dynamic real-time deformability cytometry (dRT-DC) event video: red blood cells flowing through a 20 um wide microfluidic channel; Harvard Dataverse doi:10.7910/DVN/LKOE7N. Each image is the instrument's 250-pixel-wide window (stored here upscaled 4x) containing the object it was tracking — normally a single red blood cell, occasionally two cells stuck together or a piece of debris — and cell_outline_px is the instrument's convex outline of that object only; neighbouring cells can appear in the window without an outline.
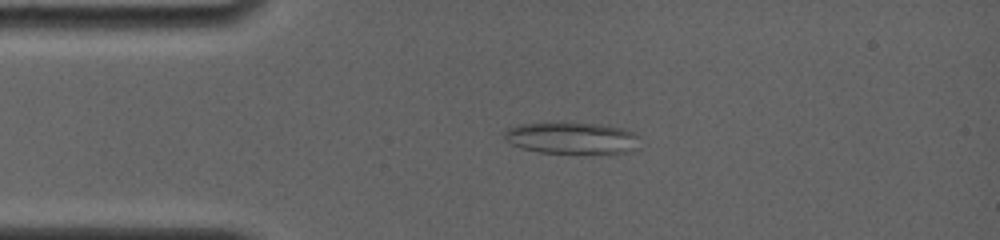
{"species": "common noctule bat (a hibernating species)", "species_latin": "Nyctalus noctula", "temperature_condition": "room temperature", "stored_images_in_passage": 13, "camera_frame_rate_fps": 4000, "um_per_image_px": 0.085, "animal": {"sex": "female", "body_mass_g": 19.0, "forearm_length_mm": 56.7}, "frame": {"image": 1, "passage_image": 6, "time_ms": 3.0, "image_size_px": [1000, 240], "cell_outline_px": [[640, 136], [636, 148], [632, 152], [536, 152], [520, 148], [504, 140], [504, 132], [508, 128], [520, 124], [600, 124], [624, 128], [636, 132]], "centroid_in_image_um": [48.63, 11.74], "position_along_channel_um": 36.4, "area_um2": 24.51}}
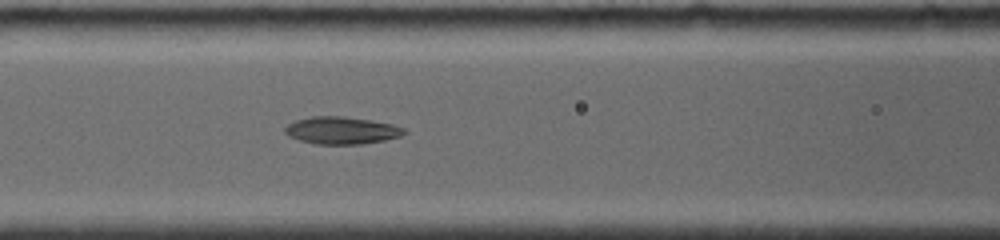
{"frame": {"image": 2, "passage_image": 11, "time_ms": 6.25, "image_size_px": [1000, 240], "cell_outline_px": [[408, 132], [400, 136], [384, 140], [360, 144], [316, 144], [300, 140], [288, 136], [284, 132], [284, 128], [288, 124], [296, 120], [312, 116], [340, 116], [368, 120], [392, 124], [404, 128]], "centroid_in_image_um": [29.02, 11.09], "position_along_channel_um": 137.6, "area_um2": 18.84}}
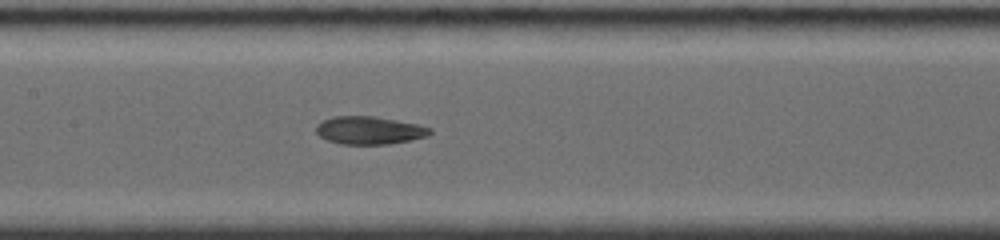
{"frame": {"image": 3, "passage_image": 13, "time_ms": 7.25, "image_size_px": [1000, 240], "cell_outline_px": [[432, 132], [428, 136], [388, 144], [340, 144], [328, 140], [320, 136], [316, 132], [316, 124], [324, 120], [336, 116], [372, 116], [396, 120], [416, 124], [432, 128]], "centroid_in_image_um": [31.38, 11.08], "position_along_channel_um": 176.0, "area_um2": 18.32}}